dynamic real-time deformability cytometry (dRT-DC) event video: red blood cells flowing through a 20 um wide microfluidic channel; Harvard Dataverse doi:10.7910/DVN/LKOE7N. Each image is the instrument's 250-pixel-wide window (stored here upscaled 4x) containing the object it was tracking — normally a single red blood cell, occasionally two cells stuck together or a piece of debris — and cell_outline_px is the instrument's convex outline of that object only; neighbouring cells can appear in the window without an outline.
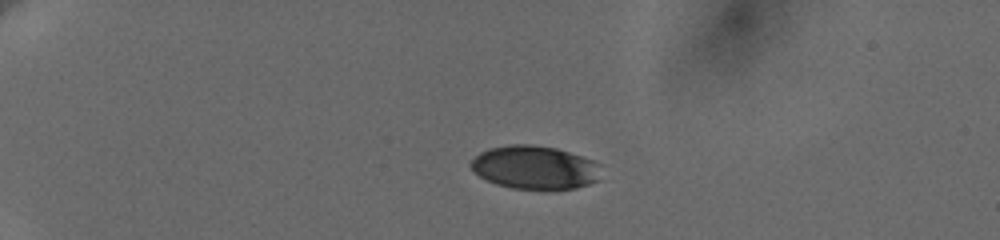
{"species": "human", "species_latin": "Homo sapiens", "temperature_condition": "cold", "stored_images_in_passage": 41, "camera_frame_rate_fps": 3000, "um_per_image_px": 0.085, "donor": {"sex": "female"}, "frame": {"image": 1, "passage_image": 1, "time_ms": 0.0, "image_size_px": [1000, 240], "cell_outline_px": [[600, 180], [576, 188], [512, 188], [496, 184], [472, 172], [468, 164], [480, 152], [488, 148], [508, 144], [532, 144], [556, 148], [592, 160], [596, 164]], "centroid_in_image_um": [45.38, 14.21], "position_along_channel_um": 39.6, "area_um2": 32.6}}
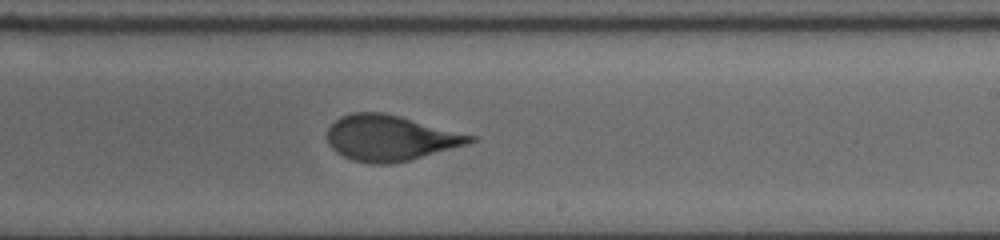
{"frame": {"image": 2, "passage_image": 21, "time_ms": 8.0, "image_size_px": [1000, 240], "cell_outline_px": [[476, 140], [464, 144], [408, 160], [392, 164], [368, 164], [352, 160], [336, 152], [328, 144], [328, 128], [340, 116], [352, 112], [384, 112], [400, 116], [476, 136]], "centroid_in_image_um": [33.11, 11.72], "position_along_channel_um": 255.9, "area_um2": 37.57}}
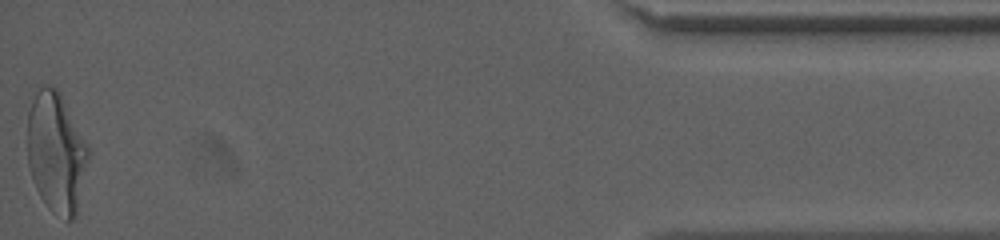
{"frame": {"image": 3, "passage_image": 41, "time_ms": 14.667, "image_size_px": [1000, 240], "cell_outline_px": [[92, 152], [76, 216], [72, 220], [68, 220], [52, 212], [48, 208], [40, 196], [32, 180], [28, 168], [28, 112], [32, 100], [36, 92], [44, 84], [56, 88], [60, 92], [88, 144]], "centroid_in_image_um": [4.81, 12.98], "position_along_channel_um": 430.4, "area_um2": 43.41}, "authors_computed_cell_mechanics": {"area_um2": 38.2058, "velocity_mm_per_s": 3.641, "shape_relaxation_time_tau1_ms": 4.5131, "shape_relaxation_time_tau2_ms": null, "deformation_change_tau1": 0.1659, "deformation_change_tau2": null}}